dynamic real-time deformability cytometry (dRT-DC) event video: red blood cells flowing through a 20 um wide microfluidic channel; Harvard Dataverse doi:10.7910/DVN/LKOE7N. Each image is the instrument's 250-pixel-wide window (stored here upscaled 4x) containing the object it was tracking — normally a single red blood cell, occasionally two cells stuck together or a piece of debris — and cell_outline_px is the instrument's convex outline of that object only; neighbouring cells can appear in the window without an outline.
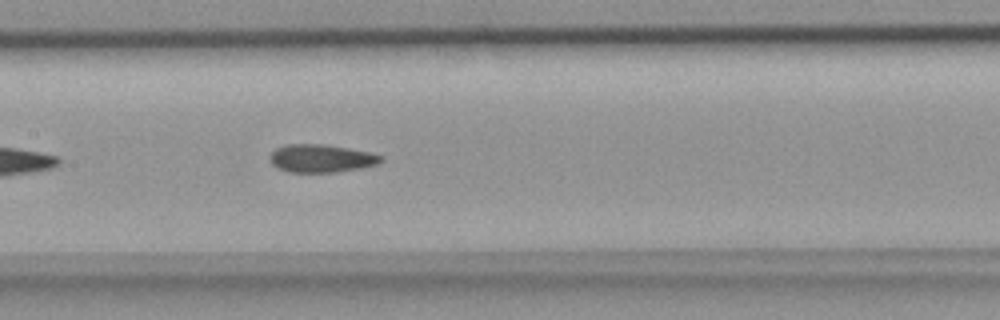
{"species": "common noctule bat (a hibernating species)", "species_latin": "Nyctalus noctula", "temperature_condition": "room temperature", "stored_images_in_passage": 34, "camera_frame_rate_fps": 3000, "um_per_image_px": 0.085, "animal": {"sex": "female", "body_mass_g": 18.4}, "frame": {"image": 1, "passage_image": 10, "time_ms": 3.0, "image_size_px": [1000, 320], "cell_outline_px": [[384, 160], [376, 164], [360, 168], [336, 172], [288, 172], [272, 164], [272, 152], [276, 148], [288, 144], [324, 144], [372, 152], [384, 156]], "centroid_in_image_um": [27.37, 13.45], "position_along_channel_um": 180.0, "area_um2": 17.98}}
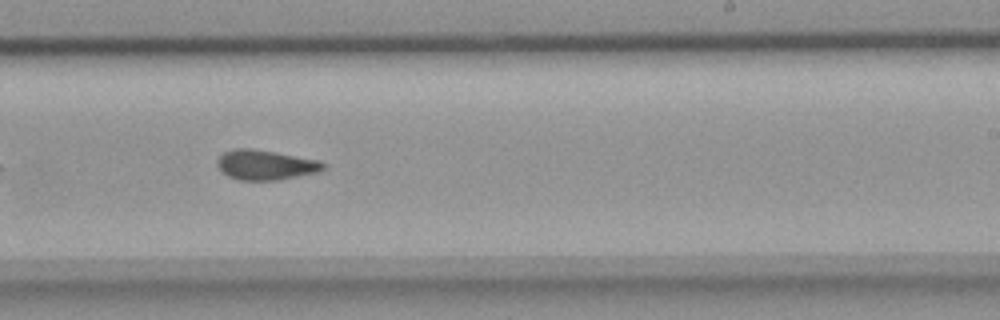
{"frame": {"image": 2, "passage_image": 16, "time_ms": 5.0, "image_size_px": [1000, 320], "cell_outline_px": [[328, 168], [320, 172], [276, 180], [240, 180], [228, 176], [216, 164], [216, 160], [224, 152], [236, 148], [252, 148], [276, 152], [320, 160]], "centroid_in_image_um": [22.61, 14.01], "position_along_channel_um": 266.4, "area_um2": 18.55}}
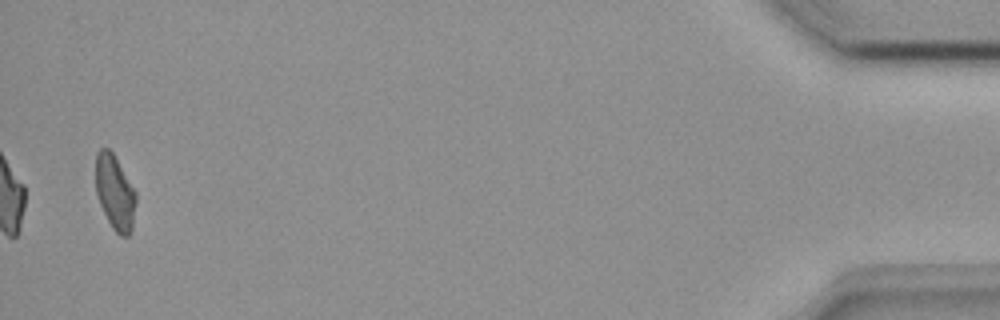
{"frame": {"image": 3, "passage_image": 33, "time_ms": 10.667, "image_size_px": [1000, 320], "cell_outline_px": [[136, 204], [132, 232], [128, 236], [120, 236], [112, 228], [100, 204], [96, 192], [96, 152], [100, 148], [108, 148], [112, 152], [136, 192]], "centroid_in_image_um": [9.78, 16.38], "position_along_channel_um": 425.4, "area_um2": 17.51}}